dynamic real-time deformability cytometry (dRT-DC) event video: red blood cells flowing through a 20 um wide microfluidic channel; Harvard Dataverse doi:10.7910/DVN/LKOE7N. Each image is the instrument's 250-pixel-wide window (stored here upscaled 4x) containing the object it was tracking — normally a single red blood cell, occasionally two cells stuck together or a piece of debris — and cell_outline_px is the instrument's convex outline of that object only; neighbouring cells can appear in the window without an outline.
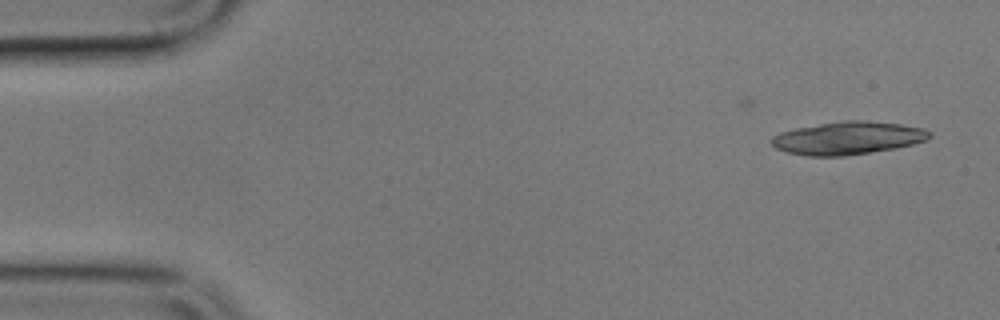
{"species": "common noctule bat (a hibernating species)", "species_latin": "Nyctalus noctula", "temperature_condition": "cold", "stored_images_in_passage": 4, "camera_frame_rate_fps": 3000, "um_per_image_px": 0.085, "animal": {"sex": "male", "body_mass_g": 17.9}, "frame": {"image": 1, "passage_image": 1, "time_ms": 0.0, "image_size_px": [1000, 320], "cell_outline_px": [[932, 136], [928, 140], [896, 148], [844, 156], [808, 156], [788, 152], [776, 148], [772, 144], [772, 136], [780, 132], [796, 128], [844, 120], [864, 120], [900, 124], [924, 128], [932, 132]], "centroid_in_image_um": [72.11, 11.73], "position_along_channel_um": 12.9, "area_um2": 30.23}}